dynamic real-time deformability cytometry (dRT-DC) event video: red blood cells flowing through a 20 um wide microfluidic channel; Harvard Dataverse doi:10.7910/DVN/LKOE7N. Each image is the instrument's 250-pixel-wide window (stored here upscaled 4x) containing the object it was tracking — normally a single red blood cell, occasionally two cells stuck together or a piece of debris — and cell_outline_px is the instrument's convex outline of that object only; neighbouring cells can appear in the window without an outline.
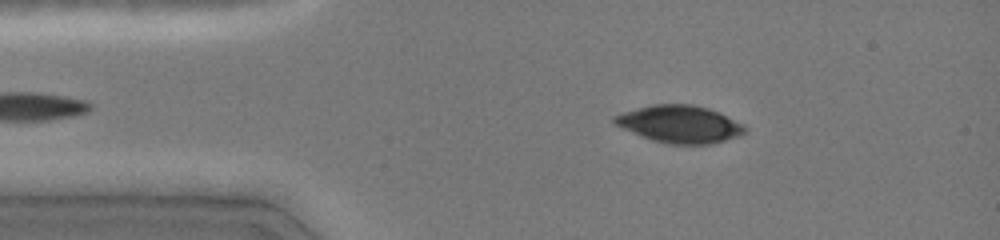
{"species": "common noctule bat (a hibernating species)", "species_latin": "Nyctalus noctula", "temperature_condition": "cold", "stored_images_in_passage": 39, "camera_frame_rate_fps": 3000, "um_per_image_px": 0.085, "animal": {"sex": "female", "body_mass_g": 19.0, "forearm_length_mm": 51.5}, "frame": {"image": 1, "passage_image": 7, "time_ms": 2.0, "image_size_px": [1000, 240], "cell_outline_px": [[748, 128], [740, 136], [712, 144], [668, 144], [652, 140], [632, 132], [616, 124], [612, 120], [612, 116], [620, 112], [652, 104], [692, 104], [708, 108], [720, 112], [744, 124]], "centroid_in_image_um": [57.8, 10.54], "position_along_channel_um": 27.2, "area_um2": 28.61}}
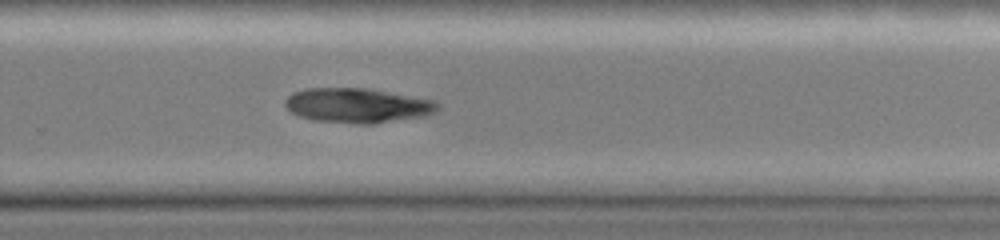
{"frame": {"image": 2, "passage_image": 30, "time_ms": 9.667, "image_size_px": [1000, 240], "cell_outline_px": [[440, 108], [436, 112], [424, 116], [372, 124], [356, 124], [316, 120], [300, 116], [292, 112], [284, 104], [284, 100], [292, 92], [304, 88], [368, 88], [436, 100], [440, 104]], "centroid_in_image_um": [30.42, 8.95], "position_along_channel_um": 299.4, "area_um2": 31.04}}
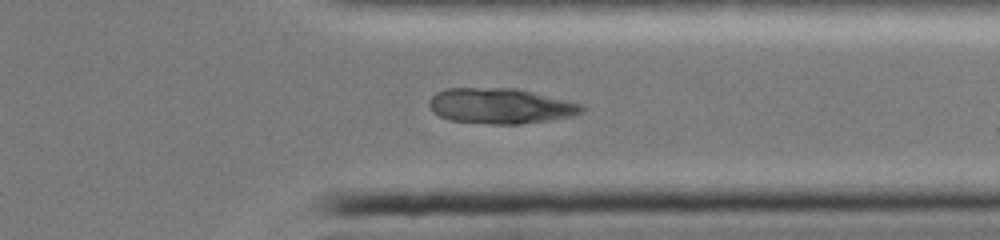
{"frame": {"image": 3, "passage_image": 35, "time_ms": 11.333, "image_size_px": [1000, 240], "cell_outline_px": [[588, 108], [584, 112], [572, 116], [552, 120], [520, 124], [492, 124], [448, 120], [432, 112], [428, 104], [428, 100], [436, 92], [448, 88], [516, 88], [584, 104]], "centroid_in_image_um": [42.57, 9.01], "position_along_channel_um": 368.8, "area_um2": 31.91}}